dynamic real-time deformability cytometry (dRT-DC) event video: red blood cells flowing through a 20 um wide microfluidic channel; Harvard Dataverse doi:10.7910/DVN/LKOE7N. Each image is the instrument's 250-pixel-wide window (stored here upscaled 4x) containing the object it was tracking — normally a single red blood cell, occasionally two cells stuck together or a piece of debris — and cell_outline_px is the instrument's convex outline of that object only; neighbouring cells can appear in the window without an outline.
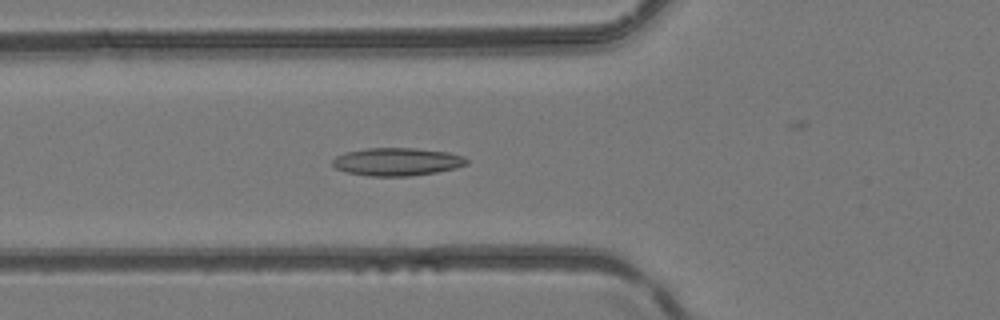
{"species": "common noctule bat (a hibernating species)", "species_latin": "Nyctalus noctula", "temperature_condition": "room temperature", "stored_images_in_passage": 48, "camera_frame_rate_fps": 3000, "um_per_image_px": 0.085, "animal": {"sex": "female", "body_mass_g": 24.6, "forearm_length_mm": 56.2}, "frame": {"image": 1, "passage_image": 18, "time_ms": 5.667, "image_size_px": [1000, 320], "cell_outline_px": [[468, 164], [456, 168], [436, 172], [408, 176], [368, 176], [348, 172], [336, 168], [332, 164], [332, 160], [336, 156], [344, 152], [364, 148], [416, 148], [448, 152], [464, 156], [468, 160]], "centroid_in_image_um": [33.75, 13.74], "position_along_channel_um": 92.1, "area_um2": 21.91}}
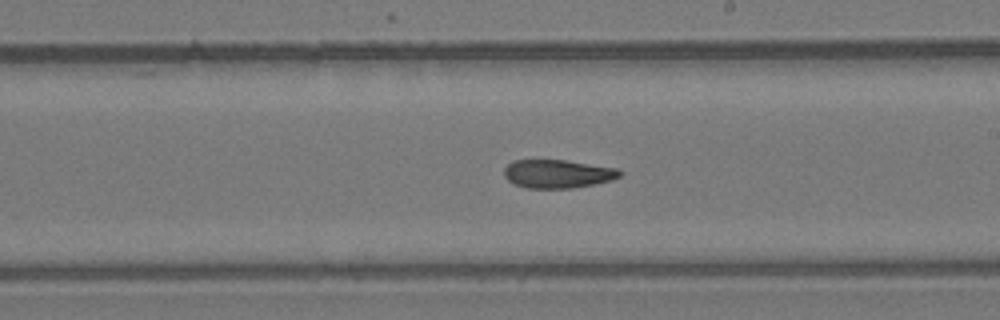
{"frame": {"image": 2, "passage_image": 28, "time_ms": 9.0, "image_size_px": [1000, 320], "cell_outline_px": [[624, 172], [620, 176], [612, 180], [572, 188], [528, 188], [516, 184], [508, 180], [504, 176], [504, 168], [512, 160], [564, 160], [616, 168]], "centroid_in_image_um": [47.39, 14.77], "position_along_channel_um": 241.6, "area_um2": 19.02}}
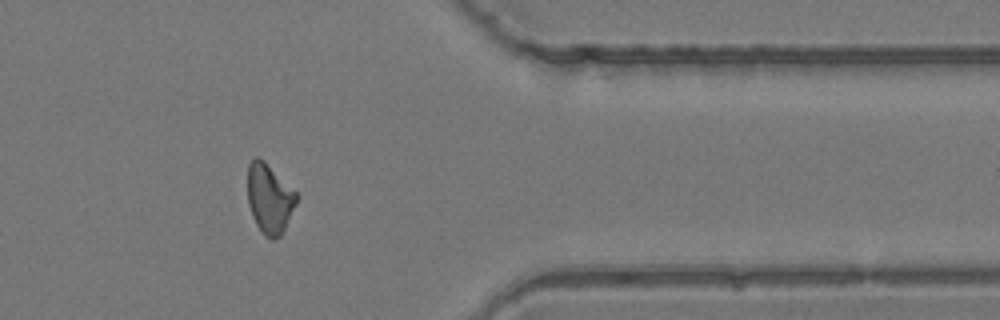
{"frame": {"image": 3, "passage_image": 39, "time_ms": 12.667, "image_size_px": [1000, 320], "cell_outline_px": [[300, 196], [280, 236], [272, 240], [264, 236], [256, 224], [252, 216], [248, 204], [248, 164], [256, 156], [264, 160]], "centroid_in_image_um": [22.9, 16.88], "position_along_channel_um": 388.5, "area_um2": 19.77}}